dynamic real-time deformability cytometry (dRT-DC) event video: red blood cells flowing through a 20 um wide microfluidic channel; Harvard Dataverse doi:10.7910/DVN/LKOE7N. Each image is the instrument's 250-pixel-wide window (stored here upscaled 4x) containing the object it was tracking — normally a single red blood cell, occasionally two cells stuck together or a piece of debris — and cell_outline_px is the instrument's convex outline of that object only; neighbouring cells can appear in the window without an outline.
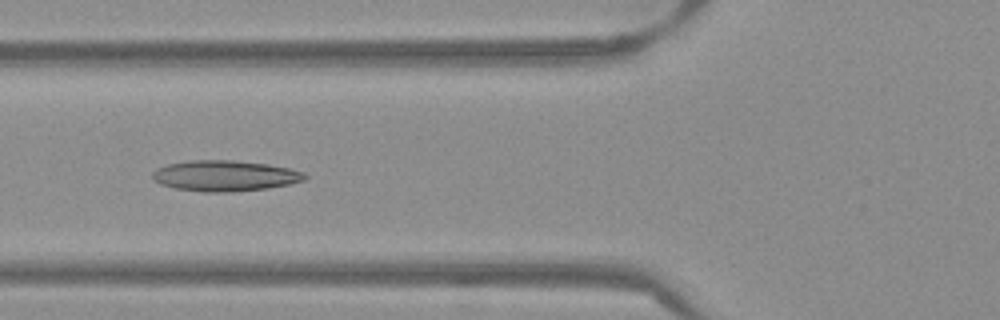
{"species": "Egyptian fruit bat (a non-hibernating species)", "species_latin": "Rousettus aegyptiacus", "temperature_condition": "warm", "stored_images_in_passage": 52, "camera_frame_rate_fps": 3000, "um_per_image_px": 0.085, "frame": {"image": 1, "passage_image": 20, "time_ms": 6.333, "image_size_px": [1000, 320], "cell_outline_px": [[308, 176], [304, 180], [288, 184], [268, 188], [232, 192], [204, 192], [176, 188], [160, 184], [152, 180], [152, 172], [156, 168], [168, 164], [188, 160], [232, 160], [268, 164], [288, 168], [304, 172]], "centroid_in_image_um": [19.09, 14.94], "position_along_channel_um": 106.7, "area_um2": 27.4}}
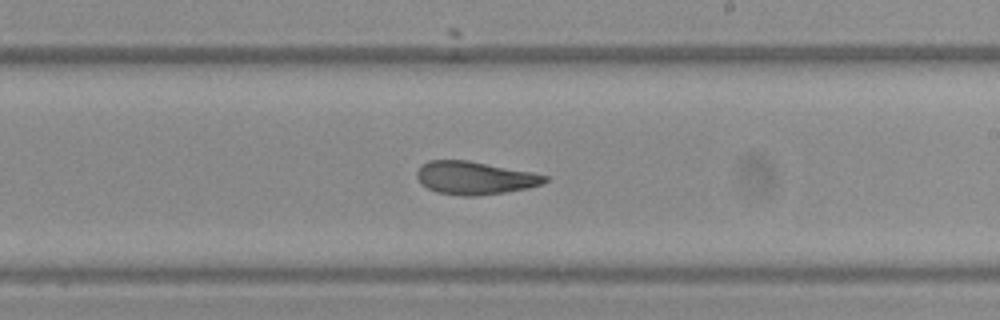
{"frame": {"image": 2, "passage_image": 31, "time_ms": 10.0, "image_size_px": [1000, 320], "cell_outline_px": [[548, 180], [544, 184], [528, 188], [504, 192], [476, 196], [460, 196], [436, 192], [428, 188], [416, 176], [416, 172], [420, 164], [428, 160], [468, 160], [532, 172], [548, 176]], "centroid_in_image_um": [40.35, 15.12], "position_along_channel_um": 248.6, "area_um2": 24.68}}
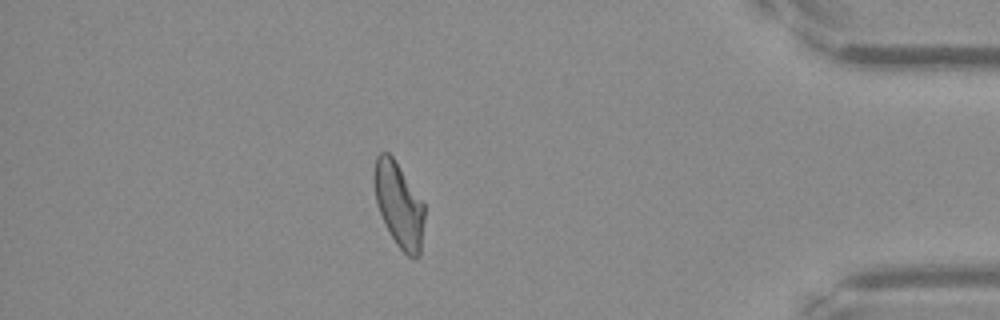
{"frame": {"image": 3, "passage_image": 46, "time_ms": 15.0, "image_size_px": [1000, 320], "cell_outline_px": [[424, 216], [420, 256], [412, 260], [396, 244], [380, 212], [376, 200], [372, 180], [372, 176], [376, 156], [380, 152], [388, 152], [392, 156], [424, 204]], "centroid_in_image_um": [33.89, 17.4], "position_along_channel_um": 401.3, "area_um2": 24.57}, "authors_computed_cell_mechanics": {"area_um2": 25.8944, "velocity_mm_per_s": 3.8605, "shape_relaxation_time_tau1_ms": null, "shape_relaxation_time_tau2_ms": 2.3799, "deformation_change_tau1": null, "deformation_change_tau2": 0.0987}}